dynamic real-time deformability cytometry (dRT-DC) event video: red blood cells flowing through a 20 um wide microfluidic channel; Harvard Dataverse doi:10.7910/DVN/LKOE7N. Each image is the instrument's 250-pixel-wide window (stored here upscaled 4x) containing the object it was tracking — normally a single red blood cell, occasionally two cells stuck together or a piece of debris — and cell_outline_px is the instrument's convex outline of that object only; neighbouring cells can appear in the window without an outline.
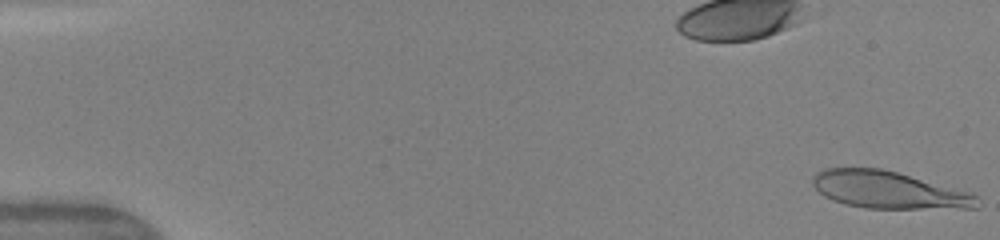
{"species": "human", "species_latin": "Homo sapiens", "temperature_condition": "warm", "stored_images_in_passage": 48, "camera_frame_rate_fps": 3000, "um_per_image_px": 0.085, "donor": {"sex": "female"}, "frame": {"image": 1, "passage_image": 1, "time_ms": 0.0, "image_size_px": [1000, 240], "cell_outline_px": [[980, 208], [864, 208], [844, 204], [832, 200], [824, 196], [812, 184], [812, 176], [816, 172], [824, 168], [880, 168], [896, 172], [972, 192], [976, 196]], "centroid_in_image_um": [75.51, 16.14], "position_along_channel_um": 9.5, "area_um2": 35.66}}
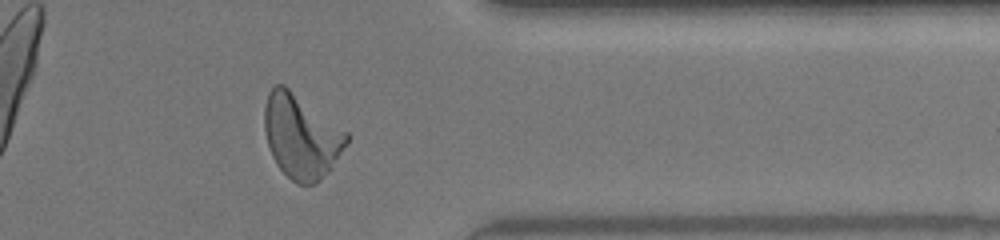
{"frame": {"image": 2, "passage_image": 40, "time_ms": 13.0, "image_size_px": [1000, 240], "cell_outline_px": [[348, 144], [328, 172], [316, 184], [296, 184], [276, 164], [272, 156], [268, 144], [264, 128], [264, 108], [268, 92], [276, 84], [284, 84], [348, 132]], "centroid_in_image_um": [25.6, 11.59], "position_along_channel_um": 385.8, "area_um2": 40.11}}
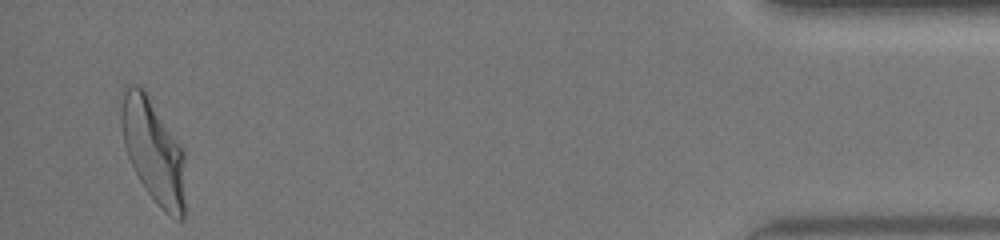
{"frame": {"image": 3, "passage_image": 47, "time_ms": 15.333, "image_size_px": [1000, 240], "cell_outline_px": [[184, 220], [176, 220], [168, 216], [160, 208], [148, 192], [140, 180], [128, 156], [124, 144], [120, 120], [120, 108], [124, 88], [128, 84], [136, 84], [144, 88], [184, 148]], "centroid_in_image_um": [13.05, 12.8], "position_along_channel_um": 422.2, "area_um2": 39.13}}